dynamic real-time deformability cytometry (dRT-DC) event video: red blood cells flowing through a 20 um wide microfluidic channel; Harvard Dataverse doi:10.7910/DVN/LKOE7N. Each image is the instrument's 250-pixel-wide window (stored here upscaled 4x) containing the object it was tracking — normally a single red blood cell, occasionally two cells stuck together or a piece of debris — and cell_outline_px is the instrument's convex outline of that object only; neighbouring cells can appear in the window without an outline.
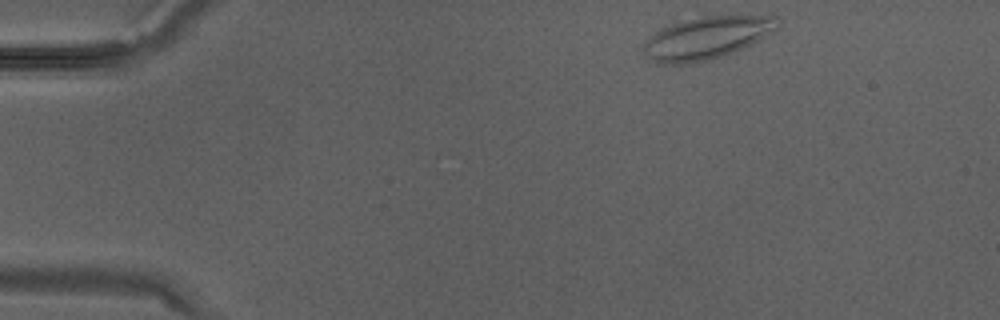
{"species": "Egyptian fruit bat (a non-hibernating species)", "species_latin": "Rousettus aegyptiacus", "temperature_condition": "warm", "stored_images_in_passage": 30, "camera_frame_rate_fps": 3000, "um_per_image_px": 0.085, "animal": {"sex": "male"}, "frame": {"image": 1, "passage_image": 1, "time_ms": 0.0, "image_size_px": [1000, 320], "cell_outline_px": [[776, 28], [764, 36], [744, 48], [708, 60], [684, 64], [656, 64], [648, 60], [644, 56], [644, 40], [660, 28], [676, 20], [704, 16], [776, 16]], "centroid_in_image_um": [59.92, 3.23], "position_along_channel_um": 25.1, "area_um2": 33.18}}
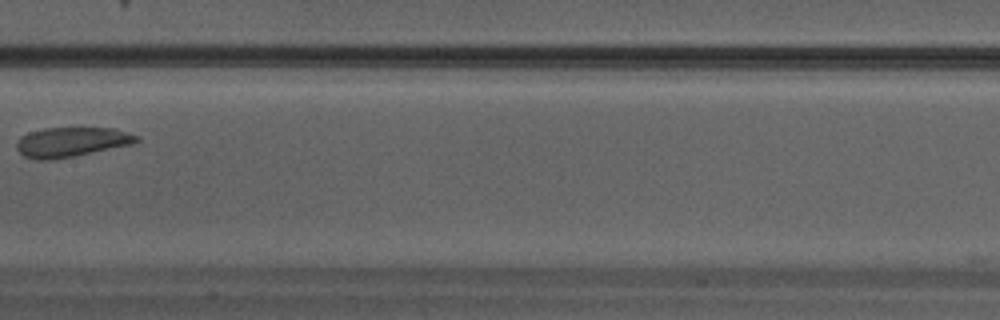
{"frame": {"image": 2, "passage_image": 14, "time_ms": 4.333, "image_size_px": [1000, 320], "cell_outline_px": [[140, 140], [132, 144], [52, 160], [36, 160], [24, 156], [16, 148], [16, 144], [20, 136], [28, 132], [44, 128], [112, 128], [128, 132], [140, 136]], "centroid_in_image_um": [6.05, 12.06], "position_along_channel_um": 201.3, "area_um2": 20.69}}
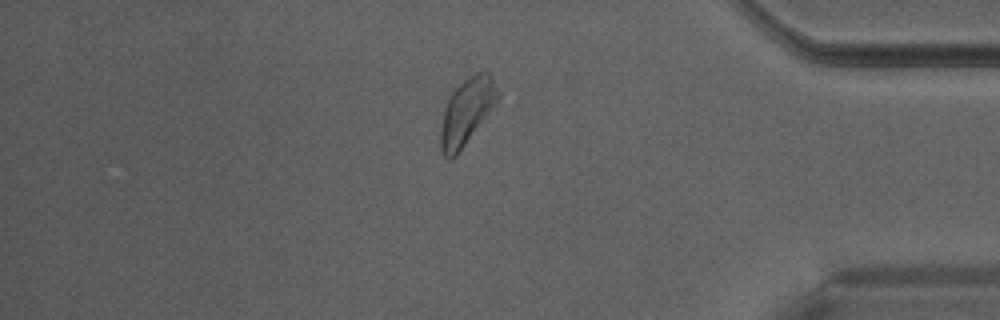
{"frame": {"image": 3, "passage_image": 25, "time_ms": 8.0, "image_size_px": [1000, 320], "cell_outline_px": [[500, 96], [456, 156], [452, 160], [448, 160], [440, 152], [440, 128], [444, 108], [448, 96], [464, 80], [476, 72], [484, 68], [492, 76]], "centroid_in_image_um": [39.63, 9.47], "position_along_channel_um": 395.6, "area_um2": 21.96}}